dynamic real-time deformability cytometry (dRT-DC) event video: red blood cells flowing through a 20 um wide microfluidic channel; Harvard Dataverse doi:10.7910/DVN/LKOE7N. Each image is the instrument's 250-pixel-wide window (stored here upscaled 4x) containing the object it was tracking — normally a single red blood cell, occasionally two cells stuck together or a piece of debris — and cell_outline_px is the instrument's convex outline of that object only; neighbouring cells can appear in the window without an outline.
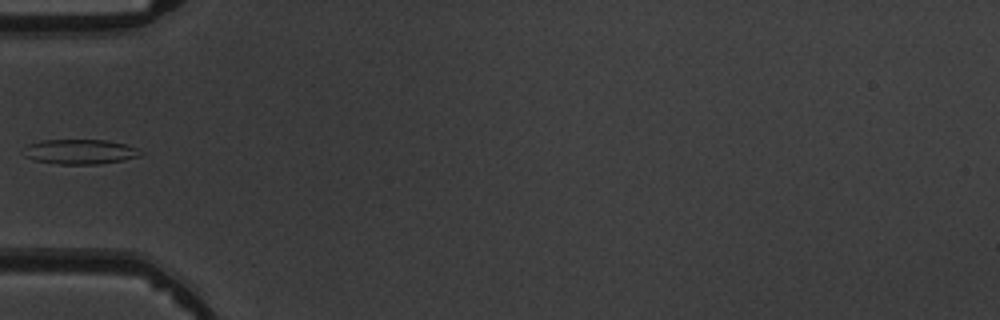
{"species": "common noctule bat (a hibernating species)", "species_latin": "Nyctalus noctula", "temperature_condition": "warm", "stored_images_in_passage": 5, "camera_frame_rate_fps": 3000, "um_per_image_px": 0.085, "animal": {"sex": "male", "body_mass_g": 19.5, "forearm_length_mm": 54.6}, "frame": {"image": 1, "passage_image": 5, "time_ms": 4.667, "image_size_px": [1000, 320], "cell_outline_px": [[144, 152], [140, 156], [124, 160], [100, 164], [60, 164], [32, 160], [24, 156], [28, 144], [40, 140], [108, 140], [124, 144], [136, 148]], "centroid_in_image_um": [6.82, 12.9], "position_along_channel_um": 78.2, "area_um2": 16.94}}